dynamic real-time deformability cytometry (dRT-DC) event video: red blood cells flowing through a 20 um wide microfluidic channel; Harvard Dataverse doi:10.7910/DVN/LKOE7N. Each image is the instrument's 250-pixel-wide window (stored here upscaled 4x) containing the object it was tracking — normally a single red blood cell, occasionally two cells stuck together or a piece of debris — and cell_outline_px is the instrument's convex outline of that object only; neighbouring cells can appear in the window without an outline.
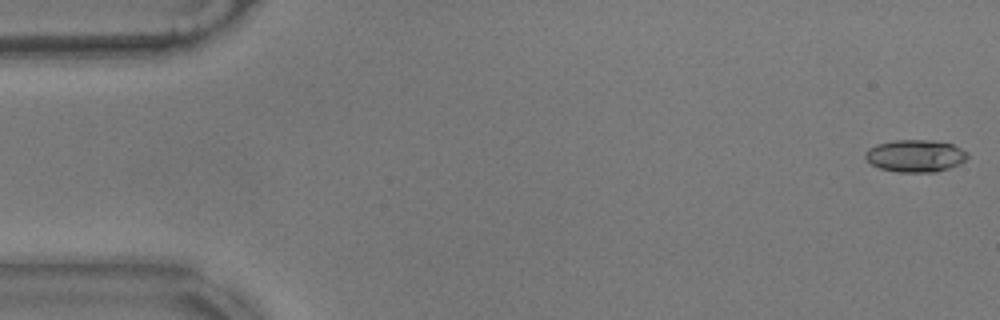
{"species": "common noctule bat (a hibernating species)", "species_latin": "Nyctalus noctula", "temperature_condition": "warm", "stored_images_in_passage": 17, "camera_frame_rate_fps": 3000, "um_per_image_px": 0.085, "animal": {"sex": "male", "body_mass_g": 17.9}, "frame": {"image": 1, "passage_image": 1, "time_ms": 0.0, "image_size_px": [1000, 320], "cell_outline_px": [[968, 156], [960, 164], [936, 172], [896, 172], [880, 168], [872, 164], [864, 156], [864, 152], [868, 148], [876, 144], [896, 140], [932, 140], [952, 144], [968, 152]], "centroid_in_image_um": [77.79, 13.24], "position_along_channel_um": 7.2, "area_um2": 19.25}}
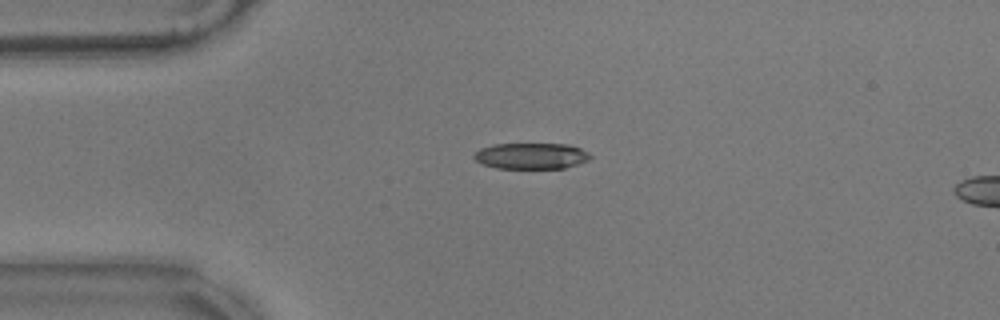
{"frame": {"image": 2, "passage_image": 13, "time_ms": 4.0, "image_size_px": [1000, 320], "cell_outline_px": [[592, 156], [588, 160], [564, 168], [496, 168], [480, 164], [472, 156], [480, 148], [496, 144], [568, 144], [580, 148], [588, 152]], "centroid_in_image_um": [45.13, 13.25], "position_along_channel_um": 39.9, "area_um2": 17.63}}